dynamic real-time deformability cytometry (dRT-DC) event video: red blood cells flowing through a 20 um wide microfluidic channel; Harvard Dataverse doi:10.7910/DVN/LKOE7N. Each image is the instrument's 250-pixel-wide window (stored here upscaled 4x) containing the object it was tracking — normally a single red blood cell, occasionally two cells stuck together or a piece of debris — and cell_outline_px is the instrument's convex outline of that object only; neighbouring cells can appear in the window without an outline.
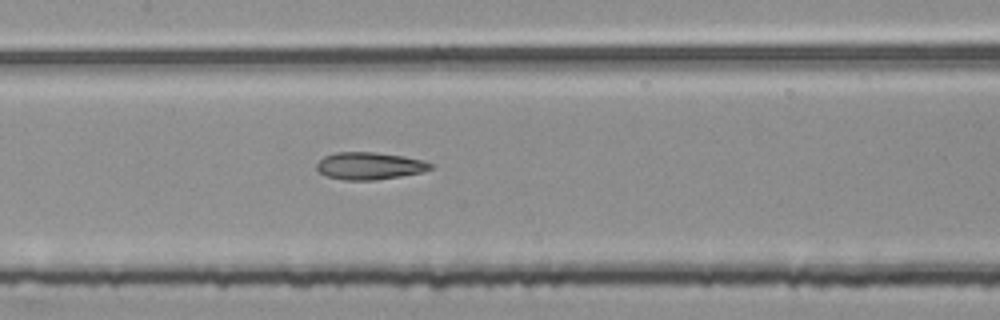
{"species": "common noctule bat (a hibernating species)", "species_latin": "Nyctalus noctula", "temperature_condition": "room temperature", "stored_images_in_passage": 54, "segment_of_instrument_passage": [2, 2], "camera_frame_rate_fps": 3000, "um_per_image_px": 0.085, "animal": {"sex": "female", "body_mass_g": 25.1}, "frame": {"image": 1, "passage_image": 26, "time_ms": 8.333, "image_size_px": [1000, 320], "cell_outline_px": [[432, 168], [424, 172], [376, 180], [344, 180], [328, 176], [320, 172], [316, 168], [316, 164], [324, 156], [336, 152], [376, 152], [404, 156], [424, 160], [432, 164]], "centroid_in_image_um": [31.43, 14.09], "position_along_channel_um": 176.0, "area_um2": 18.15}}
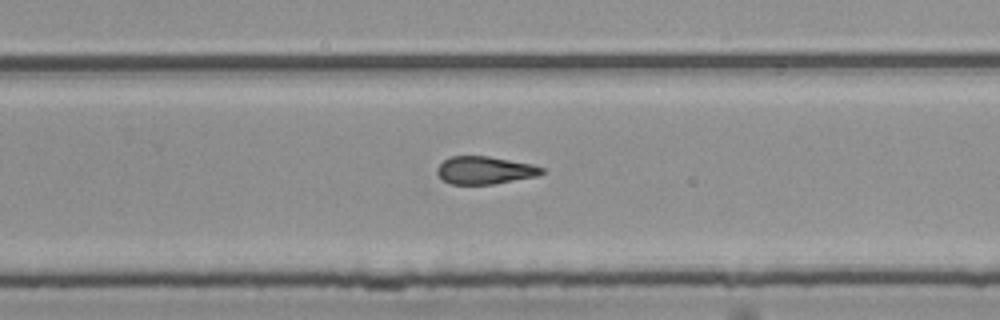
{"frame": {"image": 2, "passage_image": 35, "time_ms": 11.333, "image_size_px": [1000, 320], "cell_outline_px": [[544, 172], [536, 176], [492, 184], [452, 184], [444, 180], [436, 172], [436, 168], [444, 160], [452, 156], [488, 156], [532, 164], [544, 168]], "centroid_in_image_um": [41.2, 14.46], "position_along_channel_um": 288.6, "area_um2": 16.7}}
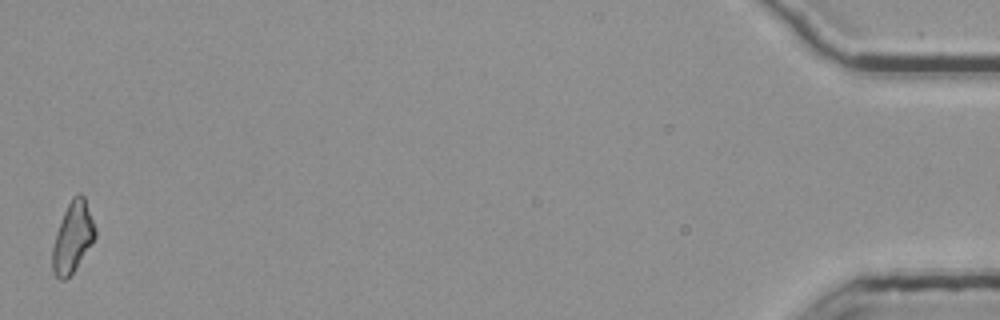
{"frame": {"image": 3, "passage_image": 54, "time_ms": 17.667, "image_size_px": [1000, 320], "cell_outline_px": [[96, 236], [92, 244], [72, 272], [64, 280], [60, 280], [52, 272], [52, 248], [56, 232], [64, 212], [72, 196], [80, 192], [84, 196], [96, 228]], "centroid_in_image_um": [6.18, 20.15], "position_along_channel_um": 429.0, "area_um2": 17.46}}